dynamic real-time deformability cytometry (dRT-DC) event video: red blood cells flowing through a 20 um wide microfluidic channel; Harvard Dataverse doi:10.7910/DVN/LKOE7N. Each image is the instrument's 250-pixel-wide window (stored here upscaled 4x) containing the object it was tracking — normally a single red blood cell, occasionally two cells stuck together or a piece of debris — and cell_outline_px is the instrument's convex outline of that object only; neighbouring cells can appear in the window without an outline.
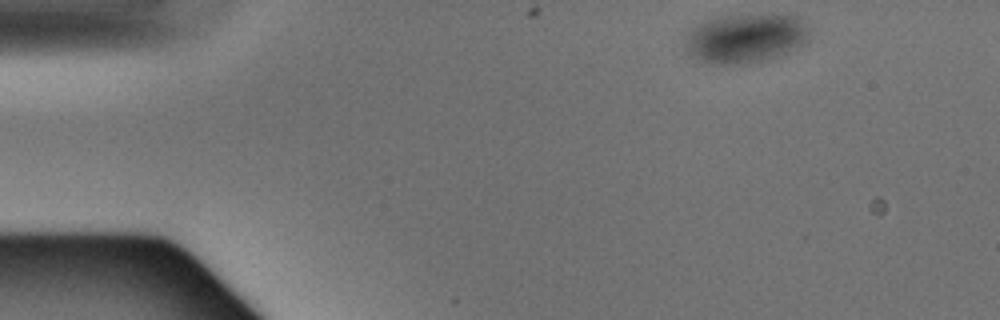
{"species": "Egyptian fruit bat (a non-hibernating species)", "species_latin": "Rousettus aegyptiacus", "temperature_condition": "warm", "stored_images_in_passage": 5, "camera_frame_rate_fps": 3000, "um_per_image_px": 0.085, "animal": {"sex": "male"}, "frame": {"image": 1, "passage_image": 1, "time_ms": 0.0, "image_size_px": [1000, 320], "cell_outline_px": [[808, 40], [804, 44], [788, 52], [760, 60], [740, 64], [712, 64], [700, 60], [688, 52], [688, 36], [696, 24], [716, 16], [744, 12], [772, 12], [796, 16], [808, 24]], "centroid_in_image_um": [63.43, 3.16], "position_along_channel_um": 21.6, "area_um2": 36.18}}
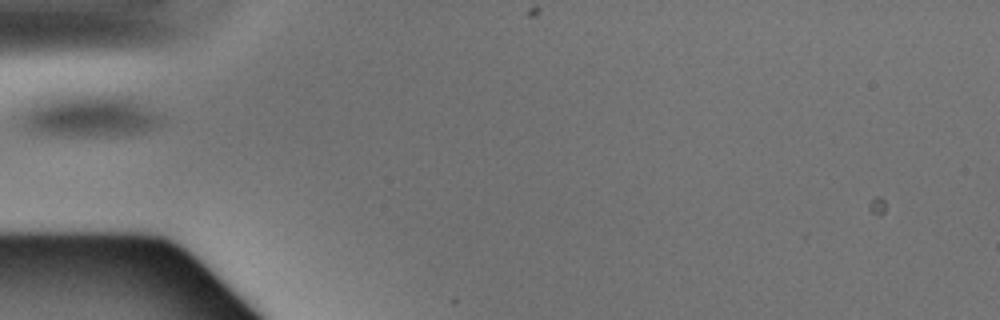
{"frame": {"image": 2, "passage_image": 3, "time_ms": 0.667, "image_size_px": [1000, 320], "cell_outline_px": [[160, 124], [152, 128], [140, 132], [96, 136], [72, 136], [36, 132], [24, 128], [24, 116], [32, 100], [36, 96], [44, 92], [132, 92], [160, 120]], "centroid_in_image_um": [7.54, 9.69], "position_along_channel_um": 77.5, "area_um2": 36.41}}